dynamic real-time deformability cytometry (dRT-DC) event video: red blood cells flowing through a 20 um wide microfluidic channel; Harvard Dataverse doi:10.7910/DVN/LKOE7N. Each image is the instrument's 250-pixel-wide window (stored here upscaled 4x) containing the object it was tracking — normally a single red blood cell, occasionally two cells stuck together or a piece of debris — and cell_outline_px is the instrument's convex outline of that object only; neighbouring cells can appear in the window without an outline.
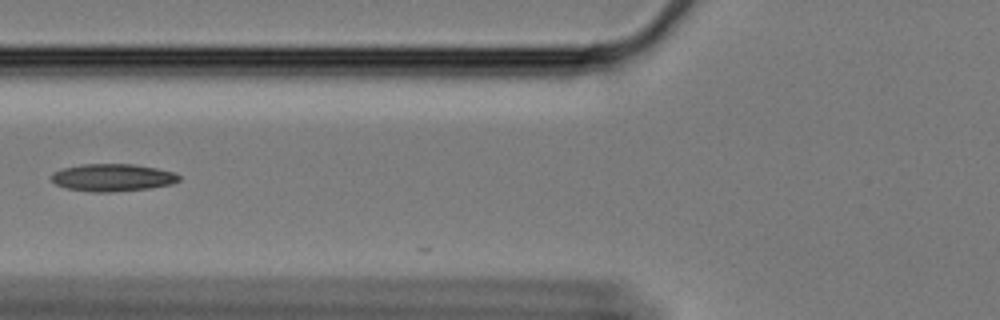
{"species": "Egyptian fruit bat (a non-hibernating species)", "species_latin": "Rousettus aegyptiacus", "temperature_condition": "cold", "stored_images_in_passage": 27, "camera_frame_rate_fps": 3000, "um_per_image_px": 0.085, "animal": {"sex": "female"}, "frame": {"image": 1, "passage_image": 2, "time_ms": 0.333, "image_size_px": [1000, 320], "cell_outline_px": [[180, 180], [172, 184], [148, 188], [112, 192], [96, 192], [68, 188], [56, 184], [52, 180], [52, 172], [64, 168], [84, 164], [132, 164], [156, 168], [172, 172], [180, 176]], "centroid_in_image_um": [9.58, 15.09], "position_along_channel_um": 116.2, "area_um2": 20.11}}
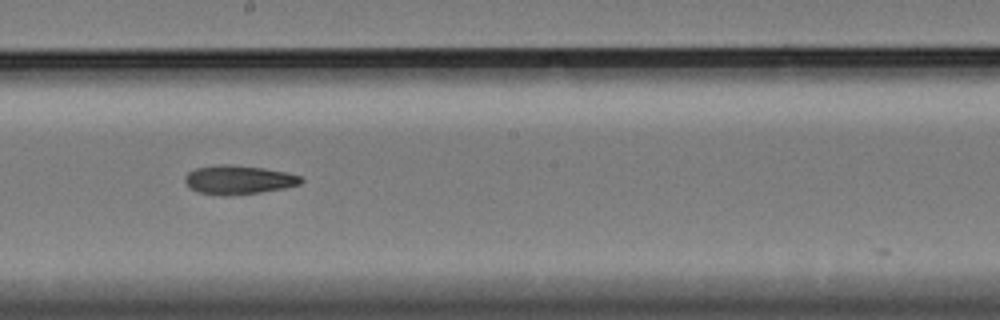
{"frame": {"image": 2, "passage_image": 12, "time_ms": 3.667, "image_size_px": [1000, 320], "cell_outline_px": [[304, 180], [300, 184], [284, 188], [260, 192], [196, 192], [188, 188], [184, 180], [184, 176], [188, 172], [196, 168], [220, 164], [228, 164], [264, 168], [304, 176]], "centroid_in_image_um": [20.3, 15.23], "position_along_channel_um": 227.9, "area_um2": 18.79}}
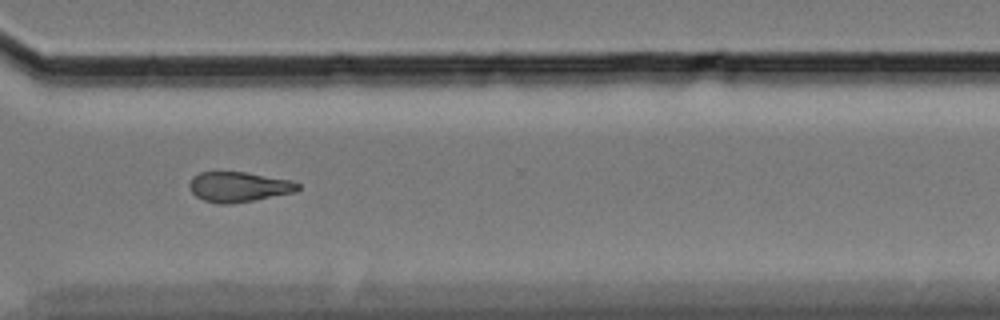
{"frame": {"image": 3, "passage_image": 23, "time_ms": 7.333, "image_size_px": [1000, 320], "cell_outline_px": [[300, 188], [296, 192], [232, 204], [220, 204], [204, 200], [196, 196], [192, 192], [188, 184], [192, 176], [200, 172], [244, 172], [292, 180], [300, 184]], "centroid_in_image_um": [20.29, 15.88], "position_along_channel_um": 350.3, "area_um2": 19.07}}